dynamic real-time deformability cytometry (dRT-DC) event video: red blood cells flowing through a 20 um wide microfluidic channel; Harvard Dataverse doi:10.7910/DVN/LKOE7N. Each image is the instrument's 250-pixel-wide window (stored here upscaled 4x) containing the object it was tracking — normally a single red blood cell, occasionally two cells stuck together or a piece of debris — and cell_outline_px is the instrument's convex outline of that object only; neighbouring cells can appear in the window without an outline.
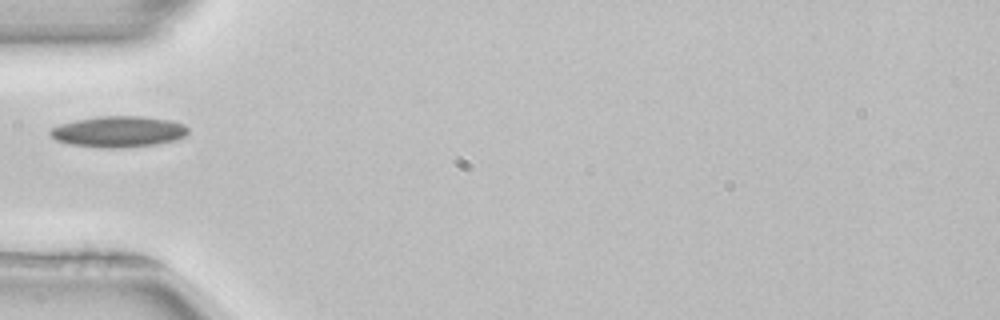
{"species": "common noctule bat (a hibernating species)", "species_latin": "Nyctalus noctula", "temperature_condition": "room temperature", "stored_images_in_passage": 18, "camera_frame_rate_fps": 3000, "um_per_image_px": 0.085, "animal": {"sex": "female", "body_mass_g": 22.7, "forearm_length_mm": 54.2}, "frame": {"image": 1, "passage_image": 1, "time_ms": 0.0, "image_size_px": [1000, 320], "cell_outline_px": [[188, 132], [184, 136], [176, 140], [156, 144], [120, 148], [104, 148], [68, 144], [56, 140], [48, 132], [52, 128], [60, 124], [76, 120], [100, 116], [140, 116], [168, 120], [184, 124], [188, 128]], "centroid_in_image_um": [10.06, 11.19], "position_along_channel_um": 74.9, "area_um2": 24.85}}
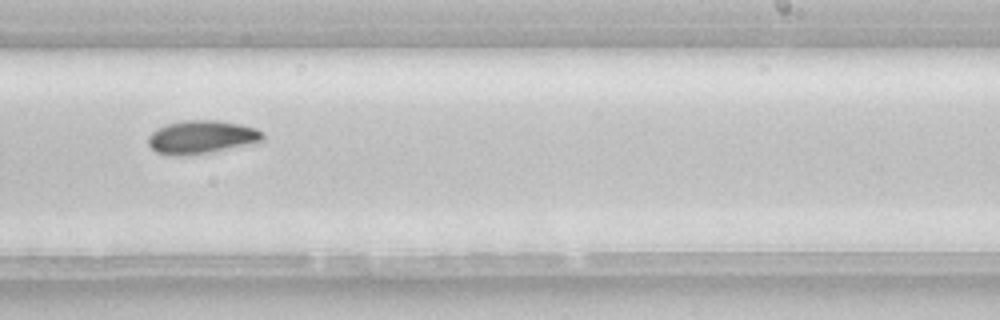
{"frame": {"image": 2, "passage_image": 16, "time_ms": 5.0, "image_size_px": [1000, 320], "cell_outline_px": [[264, 140], [212, 152], [188, 156], [172, 156], [156, 152], [148, 144], [148, 136], [152, 132], [168, 124], [180, 120], [216, 120], [240, 124], [256, 128], [264, 136]], "centroid_in_image_um": [17.1, 11.66], "position_along_channel_um": 271.9, "area_um2": 22.14}}